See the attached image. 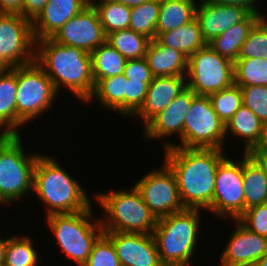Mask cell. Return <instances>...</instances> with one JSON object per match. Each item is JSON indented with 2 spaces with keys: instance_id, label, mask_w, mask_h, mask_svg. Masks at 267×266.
<instances>
[{
  "instance_id": "6da1fadb",
  "label": "cell",
  "mask_w": 267,
  "mask_h": 266,
  "mask_svg": "<svg viewBox=\"0 0 267 266\" xmlns=\"http://www.w3.org/2000/svg\"><path fill=\"white\" fill-rule=\"evenodd\" d=\"M163 150V161L175 174L183 206L207 212L213 200L219 163L227 154L225 149L169 147Z\"/></svg>"
},
{
  "instance_id": "7a4b0ae2",
  "label": "cell",
  "mask_w": 267,
  "mask_h": 266,
  "mask_svg": "<svg viewBox=\"0 0 267 266\" xmlns=\"http://www.w3.org/2000/svg\"><path fill=\"white\" fill-rule=\"evenodd\" d=\"M35 61L49 76L59 95L61 89L66 88L82 103L91 96L95 82L90 53L45 38L36 41Z\"/></svg>"
},
{
  "instance_id": "3957f363",
  "label": "cell",
  "mask_w": 267,
  "mask_h": 266,
  "mask_svg": "<svg viewBox=\"0 0 267 266\" xmlns=\"http://www.w3.org/2000/svg\"><path fill=\"white\" fill-rule=\"evenodd\" d=\"M54 157L40 154L33 172L32 193L44 203L45 217L89 209L93 202L85 188Z\"/></svg>"
},
{
  "instance_id": "277c9868",
  "label": "cell",
  "mask_w": 267,
  "mask_h": 266,
  "mask_svg": "<svg viewBox=\"0 0 267 266\" xmlns=\"http://www.w3.org/2000/svg\"><path fill=\"white\" fill-rule=\"evenodd\" d=\"M201 211L185 208L158 218L152 235L164 266H190L193 263L195 250L201 245Z\"/></svg>"
},
{
  "instance_id": "5b68a950",
  "label": "cell",
  "mask_w": 267,
  "mask_h": 266,
  "mask_svg": "<svg viewBox=\"0 0 267 266\" xmlns=\"http://www.w3.org/2000/svg\"><path fill=\"white\" fill-rule=\"evenodd\" d=\"M94 192V201L101 207L104 232L152 234L157 218L143 201L134 185L129 189Z\"/></svg>"
},
{
  "instance_id": "8992f818",
  "label": "cell",
  "mask_w": 267,
  "mask_h": 266,
  "mask_svg": "<svg viewBox=\"0 0 267 266\" xmlns=\"http://www.w3.org/2000/svg\"><path fill=\"white\" fill-rule=\"evenodd\" d=\"M23 136L0 135V205L33 195V172L41 153L25 152Z\"/></svg>"
},
{
  "instance_id": "52a82bcc",
  "label": "cell",
  "mask_w": 267,
  "mask_h": 266,
  "mask_svg": "<svg viewBox=\"0 0 267 266\" xmlns=\"http://www.w3.org/2000/svg\"><path fill=\"white\" fill-rule=\"evenodd\" d=\"M93 207L74 213L51 214L46 217L50 232L56 237L59 250L66 259L83 266L97 239L104 233L100 217L94 216ZM97 218V219H96Z\"/></svg>"
},
{
  "instance_id": "ba28073f",
  "label": "cell",
  "mask_w": 267,
  "mask_h": 266,
  "mask_svg": "<svg viewBox=\"0 0 267 266\" xmlns=\"http://www.w3.org/2000/svg\"><path fill=\"white\" fill-rule=\"evenodd\" d=\"M16 80V135H20L22 127L45 115V111L53 110L59 94L49 76L35 60L16 66Z\"/></svg>"
},
{
  "instance_id": "9c48e42d",
  "label": "cell",
  "mask_w": 267,
  "mask_h": 266,
  "mask_svg": "<svg viewBox=\"0 0 267 266\" xmlns=\"http://www.w3.org/2000/svg\"><path fill=\"white\" fill-rule=\"evenodd\" d=\"M186 84L198 96H210L234 84V62L208 44L188 58Z\"/></svg>"
},
{
  "instance_id": "30bf717a",
  "label": "cell",
  "mask_w": 267,
  "mask_h": 266,
  "mask_svg": "<svg viewBox=\"0 0 267 266\" xmlns=\"http://www.w3.org/2000/svg\"><path fill=\"white\" fill-rule=\"evenodd\" d=\"M225 124L214 111L209 96H197L183 127V148L225 149Z\"/></svg>"
},
{
  "instance_id": "8fae6325",
  "label": "cell",
  "mask_w": 267,
  "mask_h": 266,
  "mask_svg": "<svg viewBox=\"0 0 267 266\" xmlns=\"http://www.w3.org/2000/svg\"><path fill=\"white\" fill-rule=\"evenodd\" d=\"M233 159L225 157L219 163L213 200L207 211L223 221L238 219L244 213L243 157Z\"/></svg>"
},
{
  "instance_id": "7c38bea8",
  "label": "cell",
  "mask_w": 267,
  "mask_h": 266,
  "mask_svg": "<svg viewBox=\"0 0 267 266\" xmlns=\"http://www.w3.org/2000/svg\"><path fill=\"white\" fill-rule=\"evenodd\" d=\"M162 162L161 168L151 169L133 184L157 219L185 209L175 174Z\"/></svg>"
},
{
  "instance_id": "4fadbf2b",
  "label": "cell",
  "mask_w": 267,
  "mask_h": 266,
  "mask_svg": "<svg viewBox=\"0 0 267 266\" xmlns=\"http://www.w3.org/2000/svg\"><path fill=\"white\" fill-rule=\"evenodd\" d=\"M32 22L20 14L0 13V55L12 66L35 60Z\"/></svg>"
},
{
  "instance_id": "5bb4252c",
  "label": "cell",
  "mask_w": 267,
  "mask_h": 266,
  "mask_svg": "<svg viewBox=\"0 0 267 266\" xmlns=\"http://www.w3.org/2000/svg\"><path fill=\"white\" fill-rule=\"evenodd\" d=\"M191 89L186 87L163 111L157 114L142 130L147 141H164L162 147L183 148V127L186 115L191 108L193 100L197 97ZM170 135V136H169ZM169 136V137H168ZM178 136L180 140L174 143L169 140ZM168 137V139H167Z\"/></svg>"
},
{
  "instance_id": "9a60e30c",
  "label": "cell",
  "mask_w": 267,
  "mask_h": 266,
  "mask_svg": "<svg viewBox=\"0 0 267 266\" xmlns=\"http://www.w3.org/2000/svg\"><path fill=\"white\" fill-rule=\"evenodd\" d=\"M51 39L91 53L106 41V35L97 10L93 5H88L70 18Z\"/></svg>"
},
{
  "instance_id": "2e32d148",
  "label": "cell",
  "mask_w": 267,
  "mask_h": 266,
  "mask_svg": "<svg viewBox=\"0 0 267 266\" xmlns=\"http://www.w3.org/2000/svg\"><path fill=\"white\" fill-rule=\"evenodd\" d=\"M227 244L220 252L218 266H254L267 254V238L246 228L238 219Z\"/></svg>"
},
{
  "instance_id": "e0dca14e",
  "label": "cell",
  "mask_w": 267,
  "mask_h": 266,
  "mask_svg": "<svg viewBox=\"0 0 267 266\" xmlns=\"http://www.w3.org/2000/svg\"><path fill=\"white\" fill-rule=\"evenodd\" d=\"M112 241L121 266H164L152 234L104 232Z\"/></svg>"
},
{
  "instance_id": "ac0fdd59",
  "label": "cell",
  "mask_w": 267,
  "mask_h": 266,
  "mask_svg": "<svg viewBox=\"0 0 267 266\" xmlns=\"http://www.w3.org/2000/svg\"><path fill=\"white\" fill-rule=\"evenodd\" d=\"M186 77H154L148 85L147 95L141 108L131 117L137 118L143 128L163 111L185 88Z\"/></svg>"
},
{
  "instance_id": "d6986e66",
  "label": "cell",
  "mask_w": 267,
  "mask_h": 266,
  "mask_svg": "<svg viewBox=\"0 0 267 266\" xmlns=\"http://www.w3.org/2000/svg\"><path fill=\"white\" fill-rule=\"evenodd\" d=\"M250 13L244 7L225 4L198 2L196 7V18L207 44L230 27L242 22Z\"/></svg>"
},
{
  "instance_id": "ffe728a7",
  "label": "cell",
  "mask_w": 267,
  "mask_h": 266,
  "mask_svg": "<svg viewBox=\"0 0 267 266\" xmlns=\"http://www.w3.org/2000/svg\"><path fill=\"white\" fill-rule=\"evenodd\" d=\"M88 6L85 0H48L32 21L35 41L52 38L72 17Z\"/></svg>"
},
{
  "instance_id": "44dd1931",
  "label": "cell",
  "mask_w": 267,
  "mask_h": 266,
  "mask_svg": "<svg viewBox=\"0 0 267 266\" xmlns=\"http://www.w3.org/2000/svg\"><path fill=\"white\" fill-rule=\"evenodd\" d=\"M144 58L154 77H186L188 58L182 52L162 45L156 38L148 44Z\"/></svg>"
},
{
  "instance_id": "7402d4cb",
  "label": "cell",
  "mask_w": 267,
  "mask_h": 266,
  "mask_svg": "<svg viewBox=\"0 0 267 266\" xmlns=\"http://www.w3.org/2000/svg\"><path fill=\"white\" fill-rule=\"evenodd\" d=\"M262 133V121L244 105L225 124L226 141L230 139V135L231 137L234 135L233 137H237L239 140L241 139L240 142H244L242 147L244 148L242 151L244 153H248L260 143Z\"/></svg>"
},
{
  "instance_id": "603a6c76",
  "label": "cell",
  "mask_w": 267,
  "mask_h": 266,
  "mask_svg": "<svg viewBox=\"0 0 267 266\" xmlns=\"http://www.w3.org/2000/svg\"><path fill=\"white\" fill-rule=\"evenodd\" d=\"M263 16L265 14L250 13L242 22H238L221 35L215 37L208 45L221 56L235 62L251 29Z\"/></svg>"
},
{
  "instance_id": "cb8c5ba5",
  "label": "cell",
  "mask_w": 267,
  "mask_h": 266,
  "mask_svg": "<svg viewBox=\"0 0 267 266\" xmlns=\"http://www.w3.org/2000/svg\"><path fill=\"white\" fill-rule=\"evenodd\" d=\"M156 39L162 45L182 52L187 58L207 45L196 17L175 30L156 32Z\"/></svg>"
},
{
  "instance_id": "d4e9b609",
  "label": "cell",
  "mask_w": 267,
  "mask_h": 266,
  "mask_svg": "<svg viewBox=\"0 0 267 266\" xmlns=\"http://www.w3.org/2000/svg\"><path fill=\"white\" fill-rule=\"evenodd\" d=\"M243 156V187L245 210L267 202V174L248 154Z\"/></svg>"
},
{
  "instance_id": "484cf974",
  "label": "cell",
  "mask_w": 267,
  "mask_h": 266,
  "mask_svg": "<svg viewBox=\"0 0 267 266\" xmlns=\"http://www.w3.org/2000/svg\"><path fill=\"white\" fill-rule=\"evenodd\" d=\"M127 78L124 74L113 77H106L98 80L94 84V89L91 96L85 104L97 102L98 105L106 110L118 112L124 117V95L126 94ZM94 100V101H93Z\"/></svg>"
},
{
  "instance_id": "4316f807",
  "label": "cell",
  "mask_w": 267,
  "mask_h": 266,
  "mask_svg": "<svg viewBox=\"0 0 267 266\" xmlns=\"http://www.w3.org/2000/svg\"><path fill=\"white\" fill-rule=\"evenodd\" d=\"M16 95V67H13L0 73V135H16Z\"/></svg>"
},
{
  "instance_id": "83f0119b",
  "label": "cell",
  "mask_w": 267,
  "mask_h": 266,
  "mask_svg": "<svg viewBox=\"0 0 267 266\" xmlns=\"http://www.w3.org/2000/svg\"><path fill=\"white\" fill-rule=\"evenodd\" d=\"M197 0H161L156 32H166L196 17Z\"/></svg>"
},
{
  "instance_id": "f1b7e54d",
  "label": "cell",
  "mask_w": 267,
  "mask_h": 266,
  "mask_svg": "<svg viewBox=\"0 0 267 266\" xmlns=\"http://www.w3.org/2000/svg\"><path fill=\"white\" fill-rule=\"evenodd\" d=\"M94 82L106 77L123 74L127 59L108 42H104L91 53Z\"/></svg>"
},
{
  "instance_id": "f546056e",
  "label": "cell",
  "mask_w": 267,
  "mask_h": 266,
  "mask_svg": "<svg viewBox=\"0 0 267 266\" xmlns=\"http://www.w3.org/2000/svg\"><path fill=\"white\" fill-rule=\"evenodd\" d=\"M30 236L14 234L8 237L3 266H38L40 254L33 245L34 237Z\"/></svg>"
},
{
  "instance_id": "4dcf8cb0",
  "label": "cell",
  "mask_w": 267,
  "mask_h": 266,
  "mask_svg": "<svg viewBox=\"0 0 267 266\" xmlns=\"http://www.w3.org/2000/svg\"><path fill=\"white\" fill-rule=\"evenodd\" d=\"M150 39L127 28L106 35V42L127 60L145 57Z\"/></svg>"
},
{
  "instance_id": "1f68e13d",
  "label": "cell",
  "mask_w": 267,
  "mask_h": 266,
  "mask_svg": "<svg viewBox=\"0 0 267 266\" xmlns=\"http://www.w3.org/2000/svg\"><path fill=\"white\" fill-rule=\"evenodd\" d=\"M93 6L98 12L105 35L129 28L131 7L114 0H100Z\"/></svg>"
},
{
  "instance_id": "d6a6232c",
  "label": "cell",
  "mask_w": 267,
  "mask_h": 266,
  "mask_svg": "<svg viewBox=\"0 0 267 266\" xmlns=\"http://www.w3.org/2000/svg\"><path fill=\"white\" fill-rule=\"evenodd\" d=\"M161 0H149L138 6L131 7L129 29L148 37L156 38Z\"/></svg>"
},
{
  "instance_id": "836d02e7",
  "label": "cell",
  "mask_w": 267,
  "mask_h": 266,
  "mask_svg": "<svg viewBox=\"0 0 267 266\" xmlns=\"http://www.w3.org/2000/svg\"><path fill=\"white\" fill-rule=\"evenodd\" d=\"M234 84L240 87L267 86V59H237L234 62Z\"/></svg>"
},
{
  "instance_id": "e575fe53",
  "label": "cell",
  "mask_w": 267,
  "mask_h": 266,
  "mask_svg": "<svg viewBox=\"0 0 267 266\" xmlns=\"http://www.w3.org/2000/svg\"><path fill=\"white\" fill-rule=\"evenodd\" d=\"M209 99L214 111L224 124H226L243 105L240 86L235 84L211 94Z\"/></svg>"
},
{
  "instance_id": "d590c367",
  "label": "cell",
  "mask_w": 267,
  "mask_h": 266,
  "mask_svg": "<svg viewBox=\"0 0 267 266\" xmlns=\"http://www.w3.org/2000/svg\"><path fill=\"white\" fill-rule=\"evenodd\" d=\"M267 59V15L263 16L251 29L242 45L238 59Z\"/></svg>"
},
{
  "instance_id": "8d00e7d4",
  "label": "cell",
  "mask_w": 267,
  "mask_h": 266,
  "mask_svg": "<svg viewBox=\"0 0 267 266\" xmlns=\"http://www.w3.org/2000/svg\"><path fill=\"white\" fill-rule=\"evenodd\" d=\"M83 266H121L112 241L104 233L94 243Z\"/></svg>"
},
{
  "instance_id": "74e56055",
  "label": "cell",
  "mask_w": 267,
  "mask_h": 266,
  "mask_svg": "<svg viewBox=\"0 0 267 266\" xmlns=\"http://www.w3.org/2000/svg\"><path fill=\"white\" fill-rule=\"evenodd\" d=\"M243 105L249 108L262 123L267 122V86L240 87Z\"/></svg>"
},
{
  "instance_id": "f35d334b",
  "label": "cell",
  "mask_w": 267,
  "mask_h": 266,
  "mask_svg": "<svg viewBox=\"0 0 267 266\" xmlns=\"http://www.w3.org/2000/svg\"><path fill=\"white\" fill-rule=\"evenodd\" d=\"M150 83L127 79L126 94L124 95L125 118H131L141 108Z\"/></svg>"
},
{
  "instance_id": "ab89813d",
  "label": "cell",
  "mask_w": 267,
  "mask_h": 266,
  "mask_svg": "<svg viewBox=\"0 0 267 266\" xmlns=\"http://www.w3.org/2000/svg\"><path fill=\"white\" fill-rule=\"evenodd\" d=\"M250 231L267 238V204L251 207L238 218Z\"/></svg>"
},
{
  "instance_id": "60d3db41",
  "label": "cell",
  "mask_w": 267,
  "mask_h": 266,
  "mask_svg": "<svg viewBox=\"0 0 267 266\" xmlns=\"http://www.w3.org/2000/svg\"><path fill=\"white\" fill-rule=\"evenodd\" d=\"M123 74L129 80L140 82H152L154 78L144 57L127 60Z\"/></svg>"
},
{
  "instance_id": "b9f144b4",
  "label": "cell",
  "mask_w": 267,
  "mask_h": 266,
  "mask_svg": "<svg viewBox=\"0 0 267 266\" xmlns=\"http://www.w3.org/2000/svg\"><path fill=\"white\" fill-rule=\"evenodd\" d=\"M198 2L209 3V4H225V5H233L240 6L248 9L253 14H264L260 11L263 8H258L259 0H197Z\"/></svg>"
},
{
  "instance_id": "7bdbcfd3",
  "label": "cell",
  "mask_w": 267,
  "mask_h": 266,
  "mask_svg": "<svg viewBox=\"0 0 267 266\" xmlns=\"http://www.w3.org/2000/svg\"><path fill=\"white\" fill-rule=\"evenodd\" d=\"M47 2L48 0H22L20 15L32 22L43 10Z\"/></svg>"
},
{
  "instance_id": "ee69618b",
  "label": "cell",
  "mask_w": 267,
  "mask_h": 266,
  "mask_svg": "<svg viewBox=\"0 0 267 266\" xmlns=\"http://www.w3.org/2000/svg\"><path fill=\"white\" fill-rule=\"evenodd\" d=\"M248 154L258 163L267 174V147H260L256 145Z\"/></svg>"
},
{
  "instance_id": "f6af8a7d",
  "label": "cell",
  "mask_w": 267,
  "mask_h": 266,
  "mask_svg": "<svg viewBox=\"0 0 267 266\" xmlns=\"http://www.w3.org/2000/svg\"><path fill=\"white\" fill-rule=\"evenodd\" d=\"M22 0H0V13L21 14Z\"/></svg>"
},
{
  "instance_id": "bcb514c9",
  "label": "cell",
  "mask_w": 267,
  "mask_h": 266,
  "mask_svg": "<svg viewBox=\"0 0 267 266\" xmlns=\"http://www.w3.org/2000/svg\"><path fill=\"white\" fill-rule=\"evenodd\" d=\"M8 236L6 235L5 238L0 235V266L4 265L5 261V250L7 246Z\"/></svg>"
},
{
  "instance_id": "7dc6e473",
  "label": "cell",
  "mask_w": 267,
  "mask_h": 266,
  "mask_svg": "<svg viewBox=\"0 0 267 266\" xmlns=\"http://www.w3.org/2000/svg\"><path fill=\"white\" fill-rule=\"evenodd\" d=\"M116 2H119L121 4H124L128 7H134V6H138L146 1H149V0H114Z\"/></svg>"
},
{
  "instance_id": "c3c4849f",
  "label": "cell",
  "mask_w": 267,
  "mask_h": 266,
  "mask_svg": "<svg viewBox=\"0 0 267 266\" xmlns=\"http://www.w3.org/2000/svg\"><path fill=\"white\" fill-rule=\"evenodd\" d=\"M260 147H267V122L263 123V133L260 143Z\"/></svg>"
},
{
  "instance_id": "681fc988",
  "label": "cell",
  "mask_w": 267,
  "mask_h": 266,
  "mask_svg": "<svg viewBox=\"0 0 267 266\" xmlns=\"http://www.w3.org/2000/svg\"><path fill=\"white\" fill-rule=\"evenodd\" d=\"M13 67L0 55V73L11 70Z\"/></svg>"
},
{
  "instance_id": "f907efd6",
  "label": "cell",
  "mask_w": 267,
  "mask_h": 266,
  "mask_svg": "<svg viewBox=\"0 0 267 266\" xmlns=\"http://www.w3.org/2000/svg\"><path fill=\"white\" fill-rule=\"evenodd\" d=\"M254 266H267V254L263 256Z\"/></svg>"
},
{
  "instance_id": "816d5d0a",
  "label": "cell",
  "mask_w": 267,
  "mask_h": 266,
  "mask_svg": "<svg viewBox=\"0 0 267 266\" xmlns=\"http://www.w3.org/2000/svg\"><path fill=\"white\" fill-rule=\"evenodd\" d=\"M87 3H88V5H93V4H95L97 1H100V0H85Z\"/></svg>"
}]
</instances>
